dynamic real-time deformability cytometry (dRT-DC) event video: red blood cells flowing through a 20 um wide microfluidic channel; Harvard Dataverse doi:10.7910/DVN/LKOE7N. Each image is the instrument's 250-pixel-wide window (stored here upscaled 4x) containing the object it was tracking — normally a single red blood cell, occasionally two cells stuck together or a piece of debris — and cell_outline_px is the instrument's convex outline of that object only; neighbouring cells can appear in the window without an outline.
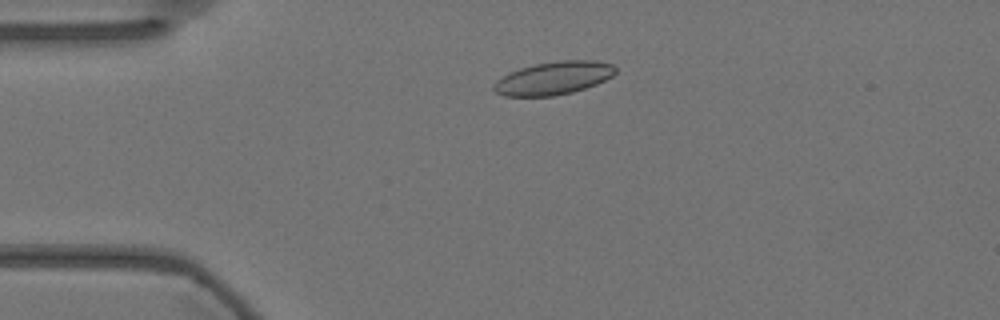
{"species": "Egyptian fruit bat (a non-hibernating species)", "species_latin": "Rousettus aegyptiacus", "temperature_condition": "warm", "stored_images_in_passage": 54, "camera_frame_rate_fps": 3000, "um_per_image_px": 0.085, "animal": {"sex": "female"}, "frame": {"image": 1, "passage_image": 10, "time_ms": 3.0, "image_size_px": [1000, 320], "cell_outline_px": [[616, 72], [612, 76], [596, 84], [572, 92], [552, 96], [504, 96], [496, 92], [492, 88], [492, 84], [496, 80], [508, 72], [520, 68], [536, 64], [556, 60], [596, 60], [612, 64], [616, 68]], "centroid_in_image_um": [47.03, 6.63], "position_along_channel_um": 38.0, "area_um2": 23.52}}
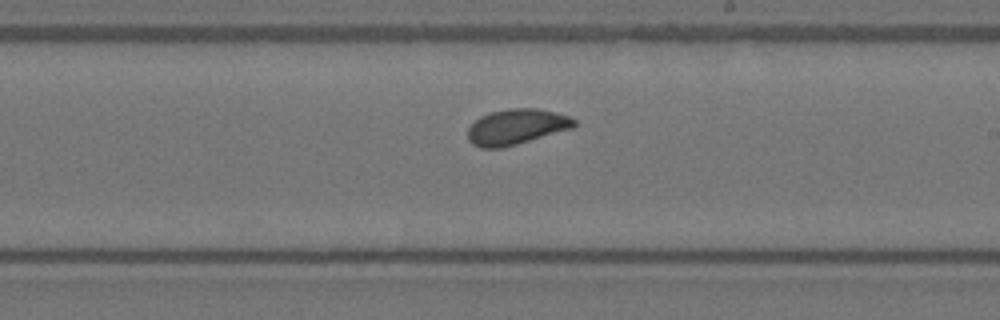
{"frame": {"image": 2, "passage_image": 30, "time_ms": 9.667, "image_size_px": [1000, 320], "cell_outline_px": [[576, 124], [572, 128], [516, 144], [500, 148], [480, 148], [472, 144], [468, 140], [468, 128], [480, 116], [492, 112], [508, 108], [540, 108], [556, 112], [568, 116], [576, 120]], "centroid_in_image_um": [43.88, 10.77], "position_along_channel_um": 245.1, "area_um2": 21.91}}
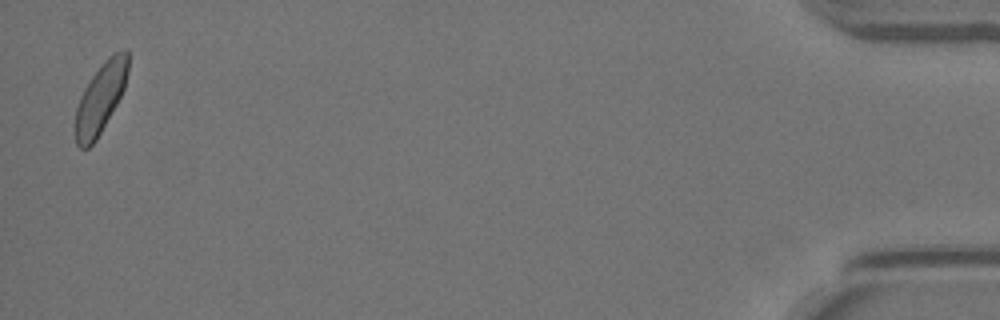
{"frame": {"image": 3, "passage_image": 53, "time_ms": 17.333, "image_size_px": [1000, 320], "cell_outline_px": [[128, 72], [124, 88], [116, 104], [96, 140], [88, 148], [80, 148], [76, 144], [76, 108], [80, 96], [84, 88], [100, 64], [112, 52], [124, 48], [128, 48]], "centroid_in_image_um": [8.56, 8.27], "position_along_channel_um": 426.6, "area_um2": 21.44}, "authors_computed_cell_mechanics": {"area_um2": 21.9351, "velocity_mm_per_s": 3.5674, "shape_relaxation_time_tau1_ms": 3.5428, "shape_relaxation_time_tau2_ms": 0.8333, "deformation_change_tau1": 0.0865, "deformation_change_tau2": 0.0429}}